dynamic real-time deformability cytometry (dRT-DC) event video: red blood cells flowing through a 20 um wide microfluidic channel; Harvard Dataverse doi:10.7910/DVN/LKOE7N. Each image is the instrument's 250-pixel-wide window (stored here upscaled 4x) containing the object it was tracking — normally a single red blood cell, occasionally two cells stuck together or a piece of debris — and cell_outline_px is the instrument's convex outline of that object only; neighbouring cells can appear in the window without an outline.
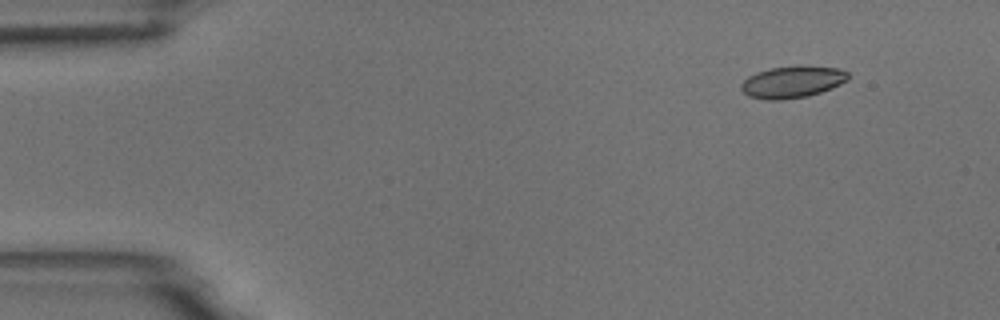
{"species": "common noctule bat (a hibernating species)", "species_latin": "Nyctalus noctula", "temperature_condition": "room temperature", "stored_images_in_passage": 5, "camera_frame_rate_fps": 3000, "um_per_image_px": 0.085, "animal": {"sex": "male", "body_mass_g": 18.8}, "frame": {"image": 1, "passage_image": 2, "time_ms": 1.333, "image_size_px": [1000, 320], "cell_outline_px": [[848, 80], [832, 88], [808, 96], [780, 100], [768, 100], [748, 96], [740, 88], [740, 84], [748, 76], [756, 72], [768, 68], [796, 64], [808, 64], [836, 68], [848, 72]], "centroid_in_image_um": [67.34, 6.93], "position_along_channel_um": 17.7, "area_um2": 20.35}}
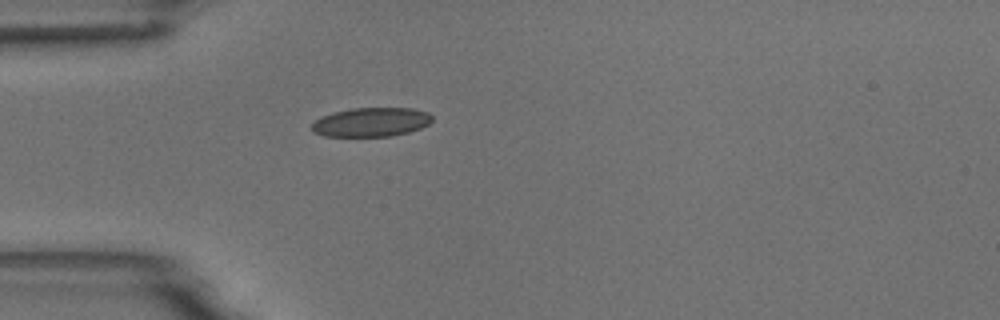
{"frame": {"image": 2, "passage_image": 5, "time_ms": 4.667, "image_size_px": [1000, 320], "cell_outline_px": [[432, 120], [428, 124], [420, 128], [408, 132], [392, 136], [324, 136], [312, 132], [312, 124], [320, 116], [332, 112], [352, 108], [412, 108], [428, 112], [432, 116]], "centroid_in_image_um": [31.53, 10.37], "position_along_channel_um": 53.5, "area_um2": 20.46}}